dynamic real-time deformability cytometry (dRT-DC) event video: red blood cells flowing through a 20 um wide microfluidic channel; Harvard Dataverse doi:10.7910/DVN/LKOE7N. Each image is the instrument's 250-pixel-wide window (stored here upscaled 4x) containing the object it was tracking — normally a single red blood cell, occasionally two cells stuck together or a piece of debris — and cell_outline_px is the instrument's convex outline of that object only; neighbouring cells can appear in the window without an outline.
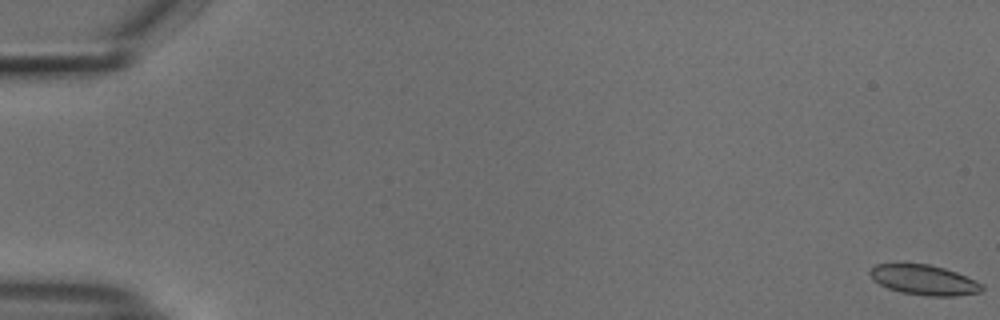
{"species": "common noctule bat (a hibernating species)", "species_latin": "Nyctalus noctula", "temperature_condition": "cold", "stored_images_in_passage": 19, "camera_frame_rate_fps": 3000, "um_per_image_px": 0.085, "animal": {"sex": "male", "body_mass_g": 18.8}, "frame": {"image": 1, "passage_image": 1, "time_ms": 0.0, "image_size_px": [1000, 320], "cell_outline_px": [[984, 288], [980, 292], [956, 296], [928, 296], [900, 292], [888, 288], [872, 280], [868, 272], [876, 264], [900, 260], [928, 264], [944, 268], [956, 272], [976, 280], [984, 284]], "centroid_in_image_um": [78.49, 23.75], "position_along_channel_um": 6.5, "area_um2": 20.4}}
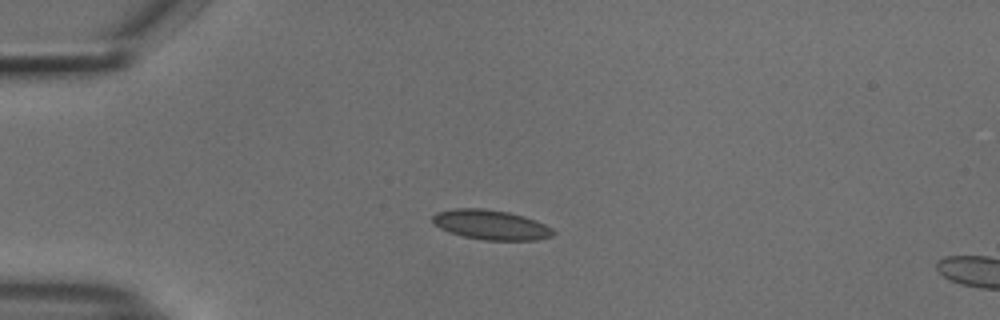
{"frame": {"image": 2, "passage_image": 15, "time_ms": 4.667, "image_size_px": [1000, 320], "cell_outline_px": [[556, 232], [552, 236], [536, 240], [484, 240], [464, 236], [448, 232], [440, 228], [432, 220], [432, 216], [436, 212], [456, 208], [484, 208], [508, 212], [524, 216], [536, 220], [552, 228]], "centroid_in_image_um": [41.74, 19.1], "position_along_channel_um": 43.3, "area_um2": 20.92}}